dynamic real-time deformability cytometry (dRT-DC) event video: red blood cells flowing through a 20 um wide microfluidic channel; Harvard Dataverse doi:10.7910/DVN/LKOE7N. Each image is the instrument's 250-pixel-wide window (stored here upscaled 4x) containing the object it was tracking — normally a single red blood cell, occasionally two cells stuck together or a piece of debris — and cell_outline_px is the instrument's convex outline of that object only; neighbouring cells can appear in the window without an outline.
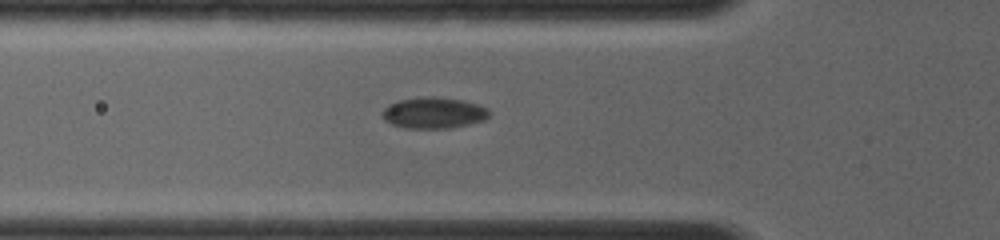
{"species": "common noctule bat (a hibernating species)", "species_latin": "Nyctalus noctula", "temperature_condition": "room temperature", "stored_images_in_passage": 6, "camera_frame_rate_fps": 4000, "um_per_image_px": 0.085, "animal": {"sex": "female", "body_mass_g": 19.0, "forearm_length_mm": 56.7}, "frame": {"image": 1, "passage_image": 4, "time_ms": 1.25, "image_size_px": [1000, 240], "cell_outline_px": [[492, 112], [484, 120], [468, 124], [448, 128], [404, 128], [392, 124], [384, 120], [380, 112], [388, 104], [400, 100], [420, 96], [436, 96], [464, 100], [488, 108]], "centroid_in_image_um": [36.84, 9.58], "position_along_channel_um": 89.0, "area_um2": 19.65}}
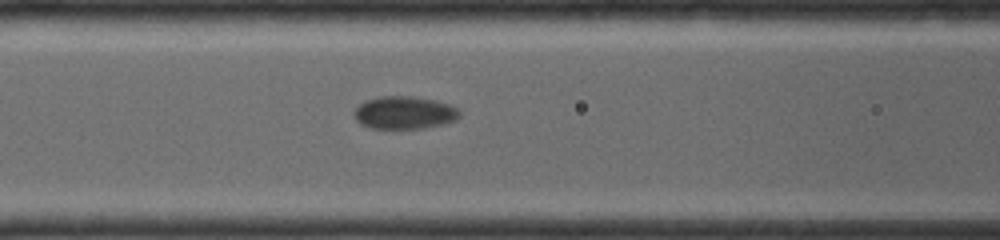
{"frame": {"image": 2, "passage_image": 6, "time_ms": 2.25, "image_size_px": [1000, 240], "cell_outline_px": [[460, 116], [456, 120], [444, 124], [424, 128], [372, 128], [360, 124], [352, 116], [352, 112], [360, 104], [368, 100], [380, 96], [412, 96], [436, 100], [452, 104], [460, 108]], "centroid_in_image_um": [34.41, 9.57], "position_along_channel_um": 132.2, "area_um2": 20.4}}